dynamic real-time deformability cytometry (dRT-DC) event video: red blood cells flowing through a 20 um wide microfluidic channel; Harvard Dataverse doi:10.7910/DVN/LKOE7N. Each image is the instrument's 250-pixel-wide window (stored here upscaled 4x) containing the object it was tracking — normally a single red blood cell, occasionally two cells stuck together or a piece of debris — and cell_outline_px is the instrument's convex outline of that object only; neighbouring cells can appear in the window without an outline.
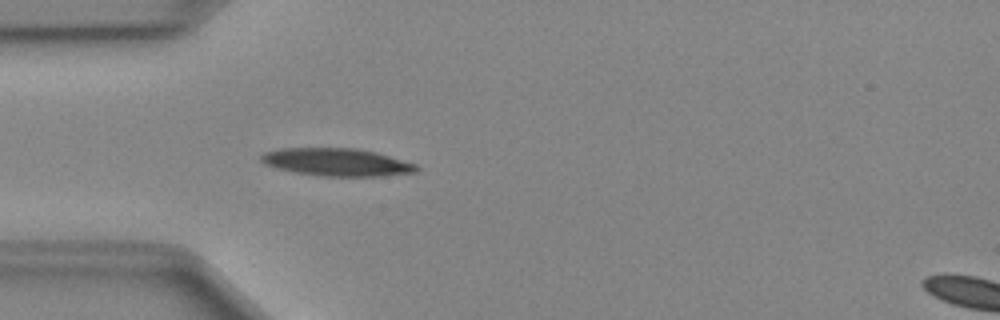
{"species": "Egyptian fruit bat (a non-hibernating species)", "species_latin": "Rousettus aegyptiacus", "temperature_condition": "cold", "stored_images_in_passage": 41, "camera_frame_rate_fps": 3000, "um_per_image_px": 0.085, "animal": {"sex": "female"}, "frame": {"image": 1, "passage_image": 6, "time_ms": 1.667, "image_size_px": [1000, 320], "cell_outline_px": [[420, 168], [416, 172], [380, 176], [320, 176], [296, 172], [276, 168], [264, 164], [260, 160], [260, 156], [264, 152], [280, 148], [356, 148], [376, 152], [416, 164]], "centroid_in_image_um": [28.61, 13.78], "position_along_channel_um": 56.4, "area_um2": 25.09}}
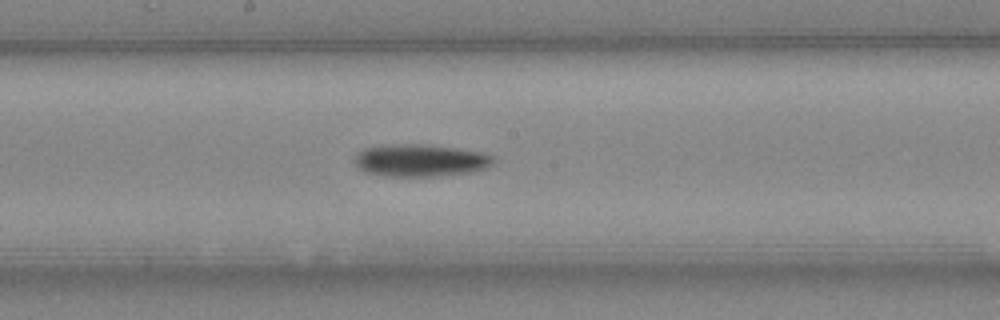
{"frame": {"image": 2, "passage_image": 18, "time_ms": 5.667, "image_size_px": [1000, 320], "cell_outline_px": [[496, 160], [488, 168], [472, 172], [440, 176], [380, 176], [364, 172], [356, 168], [352, 160], [356, 152], [364, 148], [384, 144], [420, 144], [456, 148], [480, 152], [492, 156]], "centroid_in_image_um": [35.65, 13.64], "position_along_channel_um": 212.6, "area_um2": 26.7}}
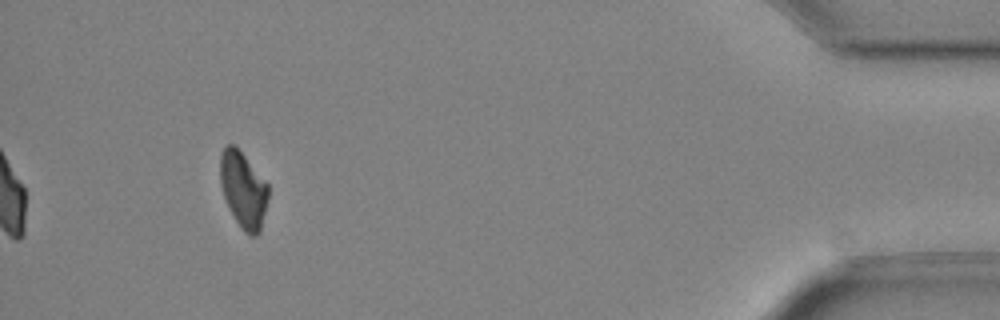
{"frame": {"image": 3, "passage_image": 38, "time_ms": 12.333, "image_size_px": [1000, 320], "cell_outline_px": [[268, 196], [260, 232], [256, 236], [248, 236], [240, 228], [228, 208], [224, 200], [220, 184], [220, 152], [228, 144], [232, 144], [244, 156], [268, 184]], "centroid_in_image_um": [20.65, 16.18], "position_along_channel_um": 414.5, "area_um2": 21.33}, "authors_computed_cell_mechanics": {"area_um2": 24.0448, "velocity_mm_per_s": 4.038, "shape_relaxation_time_tau1_ms": 7.0149, "shape_relaxation_time_tau2_ms": null, "deformation_change_tau1": 0.1579, "deformation_change_tau2": null}}